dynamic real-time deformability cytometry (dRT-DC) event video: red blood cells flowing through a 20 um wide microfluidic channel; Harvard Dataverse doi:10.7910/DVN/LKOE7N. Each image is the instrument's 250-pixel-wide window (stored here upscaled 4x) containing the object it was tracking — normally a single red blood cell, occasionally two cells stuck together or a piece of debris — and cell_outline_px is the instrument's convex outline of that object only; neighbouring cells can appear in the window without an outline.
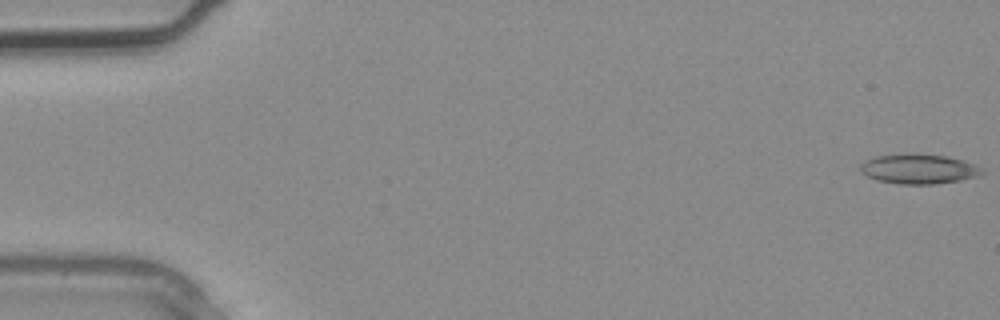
{"species": "common noctule bat (a hibernating species)", "species_latin": "Nyctalus noctula", "temperature_condition": "warm", "stored_images_in_passage": 4, "camera_frame_rate_fps": 3000, "um_per_image_px": 0.085, "animal": {"sex": "male", "body_mass_g": 20.4}, "frame": {"image": 1, "passage_image": 1, "time_ms": 0.0, "image_size_px": [1000, 320], "cell_outline_px": [[984, 172], [980, 176], [960, 180], [936, 184], [900, 184], [876, 180], [860, 172], [860, 164], [876, 156], [948, 156], [964, 160], [984, 168]], "centroid_in_image_um": [78.16, 14.41], "position_along_channel_um": 6.8, "area_um2": 20.46}}